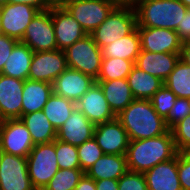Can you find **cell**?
Returning <instances> with one entry per match:
<instances>
[{
  "label": "cell",
  "mask_w": 190,
  "mask_h": 190,
  "mask_svg": "<svg viewBox=\"0 0 190 190\" xmlns=\"http://www.w3.org/2000/svg\"><path fill=\"white\" fill-rule=\"evenodd\" d=\"M177 154L173 134L168 130L157 137L130 141L126 152L127 168L144 173L161 162L175 158Z\"/></svg>",
  "instance_id": "6da1fadb"
},
{
  "label": "cell",
  "mask_w": 190,
  "mask_h": 190,
  "mask_svg": "<svg viewBox=\"0 0 190 190\" xmlns=\"http://www.w3.org/2000/svg\"><path fill=\"white\" fill-rule=\"evenodd\" d=\"M116 118L130 141L157 137L169 130L149 99H134Z\"/></svg>",
  "instance_id": "7a4b0ae2"
},
{
  "label": "cell",
  "mask_w": 190,
  "mask_h": 190,
  "mask_svg": "<svg viewBox=\"0 0 190 190\" xmlns=\"http://www.w3.org/2000/svg\"><path fill=\"white\" fill-rule=\"evenodd\" d=\"M137 27L165 28L176 31L187 11L179 0H138L133 4Z\"/></svg>",
  "instance_id": "3957f363"
},
{
  "label": "cell",
  "mask_w": 190,
  "mask_h": 190,
  "mask_svg": "<svg viewBox=\"0 0 190 190\" xmlns=\"http://www.w3.org/2000/svg\"><path fill=\"white\" fill-rule=\"evenodd\" d=\"M136 27V13L133 5L118 4L90 35L102 49L104 46L130 34Z\"/></svg>",
  "instance_id": "277c9868"
},
{
  "label": "cell",
  "mask_w": 190,
  "mask_h": 190,
  "mask_svg": "<svg viewBox=\"0 0 190 190\" xmlns=\"http://www.w3.org/2000/svg\"><path fill=\"white\" fill-rule=\"evenodd\" d=\"M28 174L36 190H43L59 170L54 141L36 144L27 156Z\"/></svg>",
  "instance_id": "5b68a950"
},
{
  "label": "cell",
  "mask_w": 190,
  "mask_h": 190,
  "mask_svg": "<svg viewBox=\"0 0 190 190\" xmlns=\"http://www.w3.org/2000/svg\"><path fill=\"white\" fill-rule=\"evenodd\" d=\"M68 68L80 71L97 80L102 63V50L91 35L76 41L64 50Z\"/></svg>",
  "instance_id": "8992f818"
},
{
  "label": "cell",
  "mask_w": 190,
  "mask_h": 190,
  "mask_svg": "<svg viewBox=\"0 0 190 190\" xmlns=\"http://www.w3.org/2000/svg\"><path fill=\"white\" fill-rule=\"evenodd\" d=\"M117 5L114 0H69L64 8L90 35Z\"/></svg>",
  "instance_id": "52a82bcc"
},
{
  "label": "cell",
  "mask_w": 190,
  "mask_h": 190,
  "mask_svg": "<svg viewBox=\"0 0 190 190\" xmlns=\"http://www.w3.org/2000/svg\"><path fill=\"white\" fill-rule=\"evenodd\" d=\"M33 52L52 51L57 49L55 30L52 23V9L39 11L26 27L20 41Z\"/></svg>",
  "instance_id": "ba28073f"
},
{
  "label": "cell",
  "mask_w": 190,
  "mask_h": 190,
  "mask_svg": "<svg viewBox=\"0 0 190 190\" xmlns=\"http://www.w3.org/2000/svg\"><path fill=\"white\" fill-rule=\"evenodd\" d=\"M34 146L21 119L0 121V151L27 158Z\"/></svg>",
  "instance_id": "9c48e42d"
},
{
  "label": "cell",
  "mask_w": 190,
  "mask_h": 190,
  "mask_svg": "<svg viewBox=\"0 0 190 190\" xmlns=\"http://www.w3.org/2000/svg\"><path fill=\"white\" fill-rule=\"evenodd\" d=\"M0 190H36L27 168V158L0 151Z\"/></svg>",
  "instance_id": "30bf717a"
},
{
  "label": "cell",
  "mask_w": 190,
  "mask_h": 190,
  "mask_svg": "<svg viewBox=\"0 0 190 190\" xmlns=\"http://www.w3.org/2000/svg\"><path fill=\"white\" fill-rule=\"evenodd\" d=\"M39 12L35 7L25 3L8 2L0 6L2 34L21 41L26 27Z\"/></svg>",
  "instance_id": "8fae6325"
},
{
  "label": "cell",
  "mask_w": 190,
  "mask_h": 190,
  "mask_svg": "<svg viewBox=\"0 0 190 190\" xmlns=\"http://www.w3.org/2000/svg\"><path fill=\"white\" fill-rule=\"evenodd\" d=\"M68 68L63 50L34 52L28 79L53 84L55 79Z\"/></svg>",
  "instance_id": "7c38bea8"
},
{
  "label": "cell",
  "mask_w": 190,
  "mask_h": 190,
  "mask_svg": "<svg viewBox=\"0 0 190 190\" xmlns=\"http://www.w3.org/2000/svg\"><path fill=\"white\" fill-rule=\"evenodd\" d=\"M93 137L104 154L126 155L130 140L117 118L95 125Z\"/></svg>",
  "instance_id": "4fadbf2b"
},
{
  "label": "cell",
  "mask_w": 190,
  "mask_h": 190,
  "mask_svg": "<svg viewBox=\"0 0 190 190\" xmlns=\"http://www.w3.org/2000/svg\"><path fill=\"white\" fill-rule=\"evenodd\" d=\"M137 28L140 35L141 50L154 53L180 54L183 42L176 31L155 27Z\"/></svg>",
  "instance_id": "5bb4252c"
},
{
  "label": "cell",
  "mask_w": 190,
  "mask_h": 190,
  "mask_svg": "<svg viewBox=\"0 0 190 190\" xmlns=\"http://www.w3.org/2000/svg\"><path fill=\"white\" fill-rule=\"evenodd\" d=\"M76 107L94 125L105 123L116 118L111 110L102 88L95 83L77 102Z\"/></svg>",
  "instance_id": "9a60e30c"
},
{
  "label": "cell",
  "mask_w": 190,
  "mask_h": 190,
  "mask_svg": "<svg viewBox=\"0 0 190 190\" xmlns=\"http://www.w3.org/2000/svg\"><path fill=\"white\" fill-rule=\"evenodd\" d=\"M24 80L0 74V121L20 119Z\"/></svg>",
  "instance_id": "2e32d148"
},
{
  "label": "cell",
  "mask_w": 190,
  "mask_h": 190,
  "mask_svg": "<svg viewBox=\"0 0 190 190\" xmlns=\"http://www.w3.org/2000/svg\"><path fill=\"white\" fill-rule=\"evenodd\" d=\"M95 83L91 76L67 68L55 79L53 93L76 103Z\"/></svg>",
  "instance_id": "e0dca14e"
},
{
  "label": "cell",
  "mask_w": 190,
  "mask_h": 190,
  "mask_svg": "<svg viewBox=\"0 0 190 190\" xmlns=\"http://www.w3.org/2000/svg\"><path fill=\"white\" fill-rule=\"evenodd\" d=\"M52 23L55 30L57 49L59 50H66L76 41L88 35L65 8L52 9Z\"/></svg>",
  "instance_id": "ac0fdd59"
},
{
  "label": "cell",
  "mask_w": 190,
  "mask_h": 190,
  "mask_svg": "<svg viewBox=\"0 0 190 190\" xmlns=\"http://www.w3.org/2000/svg\"><path fill=\"white\" fill-rule=\"evenodd\" d=\"M95 125L76 107L71 116L57 130L59 141L79 146L94 136Z\"/></svg>",
  "instance_id": "d6986e66"
},
{
  "label": "cell",
  "mask_w": 190,
  "mask_h": 190,
  "mask_svg": "<svg viewBox=\"0 0 190 190\" xmlns=\"http://www.w3.org/2000/svg\"><path fill=\"white\" fill-rule=\"evenodd\" d=\"M179 59V54L154 53L140 50L134 65L164 82L175 68Z\"/></svg>",
  "instance_id": "ffe728a7"
},
{
  "label": "cell",
  "mask_w": 190,
  "mask_h": 190,
  "mask_svg": "<svg viewBox=\"0 0 190 190\" xmlns=\"http://www.w3.org/2000/svg\"><path fill=\"white\" fill-rule=\"evenodd\" d=\"M148 190H182L178 178L177 156L144 172Z\"/></svg>",
  "instance_id": "44dd1931"
},
{
  "label": "cell",
  "mask_w": 190,
  "mask_h": 190,
  "mask_svg": "<svg viewBox=\"0 0 190 190\" xmlns=\"http://www.w3.org/2000/svg\"><path fill=\"white\" fill-rule=\"evenodd\" d=\"M52 93L53 84L26 79L22 92L21 116L42 111Z\"/></svg>",
  "instance_id": "7402d4cb"
},
{
  "label": "cell",
  "mask_w": 190,
  "mask_h": 190,
  "mask_svg": "<svg viewBox=\"0 0 190 190\" xmlns=\"http://www.w3.org/2000/svg\"><path fill=\"white\" fill-rule=\"evenodd\" d=\"M128 171L126 155L103 154L85 173L93 180H118Z\"/></svg>",
  "instance_id": "603a6c76"
},
{
  "label": "cell",
  "mask_w": 190,
  "mask_h": 190,
  "mask_svg": "<svg viewBox=\"0 0 190 190\" xmlns=\"http://www.w3.org/2000/svg\"><path fill=\"white\" fill-rule=\"evenodd\" d=\"M96 83L102 88L104 96L116 116L135 99L127 79L96 81Z\"/></svg>",
  "instance_id": "cb8c5ba5"
},
{
  "label": "cell",
  "mask_w": 190,
  "mask_h": 190,
  "mask_svg": "<svg viewBox=\"0 0 190 190\" xmlns=\"http://www.w3.org/2000/svg\"><path fill=\"white\" fill-rule=\"evenodd\" d=\"M101 50L103 58H119L135 63L141 50L138 28L136 27L130 34L104 46Z\"/></svg>",
  "instance_id": "d4e9b609"
},
{
  "label": "cell",
  "mask_w": 190,
  "mask_h": 190,
  "mask_svg": "<svg viewBox=\"0 0 190 190\" xmlns=\"http://www.w3.org/2000/svg\"><path fill=\"white\" fill-rule=\"evenodd\" d=\"M33 54L34 52L26 44L19 41L14 46L1 74L25 81L28 79Z\"/></svg>",
  "instance_id": "484cf974"
},
{
  "label": "cell",
  "mask_w": 190,
  "mask_h": 190,
  "mask_svg": "<svg viewBox=\"0 0 190 190\" xmlns=\"http://www.w3.org/2000/svg\"><path fill=\"white\" fill-rule=\"evenodd\" d=\"M22 122L29 130L34 145L50 143L57 138V131L43 111L22 115Z\"/></svg>",
  "instance_id": "4316f807"
},
{
  "label": "cell",
  "mask_w": 190,
  "mask_h": 190,
  "mask_svg": "<svg viewBox=\"0 0 190 190\" xmlns=\"http://www.w3.org/2000/svg\"><path fill=\"white\" fill-rule=\"evenodd\" d=\"M126 79L135 99H150L164 85L162 80L135 65Z\"/></svg>",
  "instance_id": "83f0119b"
},
{
  "label": "cell",
  "mask_w": 190,
  "mask_h": 190,
  "mask_svg": "<svg viewBox=\"0 0 190 190\" xmlns=\"http://www.w3.org/2000/svg\"><path fill=\"white\" fill-rule=\"evenodd\" d=\"M75 108V102L52 93L42 111L57 131Z\"/></svg>",
  "instance_id": "f1b7e54d"
},
{
  "label": "cell",
  "mask_w": 190,
  "mask_h": 190,
  "mask_svg": "<svg viewBox=\"0 0 190 190\" xmlns=\"http://www.w3.org/2000/svg\"><path fill=\"white\" fill-rule=\"evenodd\" d=\"M164 85L177 97L190 99V66L179 59Z\"/></svg>",
  "instance_id": "f546056e"
},
{
  "label": "cell",
  "mask_w": 190,
  "mask_h": 190,
  "mask_svg": "<svg viewBox=\"0 0 190 190\" xmlns=\"http://www.w3.org/2000/svg\"><path fill=\"white\" fill-rule=\"evenodd\" d=\"M134 62L119 58H103L100 72L96 81H111L126 79L130 74Z\"/></svg>",
  "instance_id": "4dcf8cb0"
},
{
  "label": "cell",
  "mask_w": 190,
  "mask_h": 190,
  "mask_svg": "<svg viewBox=\"0 0 190 190\" xmlns=\"http://www.w3.org/2000/svg\"><path fill=\"white\" fill-rule=\"evenodd\" d=\"M83 174L81 169H59L43 190H75Z\"/></svg>",
  "instance_id": "1f68e13d"
},
{
  "label": "cell",
  "mask_w": 190,
  "mask_h": 190,
  "mask_svg": "<svg viewBox=\"0 0 190 190\" xmlns=\"http://www.w3.org/2000/svg\"><path fill=\"white\" fill-rule=\"evenodd\" d=\"M57 164L60 170L62 169H81L77 146L54 140Z\"/></svg>",
  "instance_id": "d6a6232c"
},
{
  "label": "cell",
  "mask_w": 190,
  "mask_h": 190,
  "mask_svg": "<svg viewBox=\"0 0 190 190\" xmlns=\"http://www.w3.org/2000/svg\"><path fill=\"white\" fill-rule=\"evenodd\" d=\"M77 153L84 173L104 154L94 137L77 146Z\"/></svg>",
  "instance_id": "836d02e7"
},
{
  "label": "cell",
  "mask_w": 190,
  "mask_h": 190,
  "mask_svg": "<svg viewBox=\"0 0 190 190\" xmlns=\"http://www.w3.org/2000/svg\"><path fill=\"white\" fill-rule=\"evenodd\" d=\"M176 99L177 96L167 86L163 85L149 100L154 110L165 120Z\"/></svg>",
  "instance_id": "e575fe53"
},
{
  "label": "cell",
  "mask_w": 190,
  "mask_h": 190,
  "mask_svg": "<svg viewBox=\"0 0 190 190\" xmlns=\"http://www.w3.org/2000/svg\"><path fill=\"white\" fill-rule=\"evenodd\" d=\"M178 152H190V114L179 121L172 129Z\"/></svg>",
  "instance_id": "d590c367"
},
{
  "label": "cell",
  "mask_w": 190,
  "mask_h": 190,
  "mask_svg": "<svg viewBox=\"0 0 190 190\" xmlns=\"http://www.w3.org/2000/svg\"><path fill=\"white\" fill-rule=\"evenodd\" d=\"M118 190H148L144 173L128 170L118 179Z\"/></svg>",
  "instance_id": "8d00e7d4"
},
{
  "label": "cell",
  "mask_w": 190,
  "mask_h": 190,
  "mask_svg": "<svg viewBox=\"0 0 190 190\" xmlns=\"http://www.w3.org/2000/svg\"><path fill=\"white\" fill-rule=\"evenodd\" d=\"M190 114V99L177 97L168 117L165 119L167 128L171 130L179 121Z\"/></svg>",
  "instance_id": "74e56055"
},
{
  "label": "cell",
  "mask_w": 190,
  "mask_h": 190,
  "mask_svg": "<svg viewBox=\"0 0 190 190\" xmlns=\"http://www.w3.org/2000/svg\"><path fill=\"white\" fill-rule=\"evenodd\" d=\"M177 169L181 189L190 190V152H178Z\"/></svg>",
  "instance_id": "f35d334b"
},
{
  "label": "cell",
  "mask_w": 190,
  "mask_h": 190,
  "mask_svg": "<svg viewBox=\"0 0 190 190\" xmlns=\"http://www.w3.org/2000/svg\"><path fill=\"white\" fill-rule=\"evenodd\" d=\"M14 38L8 37L7 35H0V74L2 69L7 62L14 46L18 43Z\"/></svg>",
  "instance_id": "ab89813d"
},
{
  "label": "cell",
  "mask_w": 190,
  "mask_h": 190,
  "mask_svg": "<svg viewBox=\"0 0 190 190\" xmlns=\"http://www.w3.org/2000/svg\"><path fill=\"white\" fill-rule=\"evenodd\" d=\"M176 32L182 42L190 41V8L187 9Z\"/></svg>",
  "instance_id": "60d3db41"
},
{
  "label": "cell",
  "mask_w": 190,
  "mask_h": 190,
  "mask_svg": "<svg viewBox=\"0 0 190 190\" xmlns=\"http://www.w3.org/2000/svg\"><path fill=\"white\" fill-rule=\"evenodd\" d=\"M75 190H97L95 180L91 179L86 173H84Z\"/></svg>",
  "instance_id": "b9f144b4"
},
{
  "label": "cell",
  "mask_w": 190,
  "mask_h": 190,
  "mask_svg": "<svg viewBox=\"0 0 190 190\" xmlns=\"http://www.w3.org/2000/svg\"><path fill=\"white\" fill-rule=\"evenodd\" d=\"M97 190H118V180L102 179L95 181Z\"/></svg>",
  "instance_id": "7bdbcfd3"
},
{
  "label": "cell",
  "mask_w": 190,
  "mask_h": 190,
  "mask_svg": "<svg viewBox=\"0 0 190 190\" xmlns=\"http://www.w3.org/2000/svg\"><path fill=\"white\" fill-rule=\"evenodd\" d=\"M11 3H25V4H29L33 7H35L36 9H38L39 11H46L49 10L45 5L43 0H10Z\"/></svg>",
  "instance_id": "ee69618b"
},
{
  "label": "cell",
  "mask_w": 190,
  "mask_h": 190,
  "mask_svg": "<svg viewBox=\"0 0 190 190\" xmlns=\"http://www.w3.org/2000/svg\"><path fill=\"white\" fill-rule=\"evenodd\" d=\"M180 60L190 66V41L182 43L180 50Z\"/></svg>",
  "instance_id": "f6af8a7d"
},
{
  "label": "cell",
  "mask_w": 190,
  "mask_h": 190,
  "mask_svg": "<svg viewBox=\"0 0 190 190\" xmlns=\"http://www.w3.org/2000/svg\"><path fill=\"white\" fill-rule=\"evenodd\" d=\"M69 0H43L44 5L50 9L64 8Z\"/></svg>",
  "instance_id": "bcb514c9"
},
{
  "label": "cell",
  "mask_w": 190,
  "mask_h": 190,
  "mask_svg": "<svg viewBox=\"0 0 190 190\" xmlns=\"http://www.w3.org/2000/svg\"><path fill=\"white\" fill-rule=\"evenodd\" d=\"M114 1L117 2L118 4H132L133 5L138 0H114Z\"/></svg>",
  "instance_id": "7dc6e473"
},
{
  "label": "cell",
  "mask_w": 190,
  "mask_h": 190,
  "mask_svg": "<svg viewBox=\"0 0 190 190\" xmlns=\"http://www.w3.org/2000/svg\"><path fill=\"white\" fill-rule=\"evenodd\" d=\"M181 1L187 8H190V0H179Z\"/></svg>",
  "instance_id": "c3c4849f"
},
{
  "label": "cell",
  "mask_w": 190,
  "mask_h": 190,
  "mask_svg": "<svg viewBox=\"0 0 190 190\" xmlns=\"http://www.w3.org/2000/svg\"><path fill=\"white\" fill-rule=\"evenodd\" d=\"M10 2V0H0V6Z\"/></svg>",
  "instance_id": "681fc988"
},
{
  "label": "cell",
  "mask_w": 190,
  "mask_h": 190,
  "mask_svg": "<svg viewBox=\"0 0 190 190\" xmlns=\"http://www.w3.org/2000/svg\"><path fill=\"white\" fill-rule=\"evenodd\" d=\"M2 34V29H1V18H0V35Z\"/></svg>",
  "instance_id": "f907efd6"
}]
</instances>
